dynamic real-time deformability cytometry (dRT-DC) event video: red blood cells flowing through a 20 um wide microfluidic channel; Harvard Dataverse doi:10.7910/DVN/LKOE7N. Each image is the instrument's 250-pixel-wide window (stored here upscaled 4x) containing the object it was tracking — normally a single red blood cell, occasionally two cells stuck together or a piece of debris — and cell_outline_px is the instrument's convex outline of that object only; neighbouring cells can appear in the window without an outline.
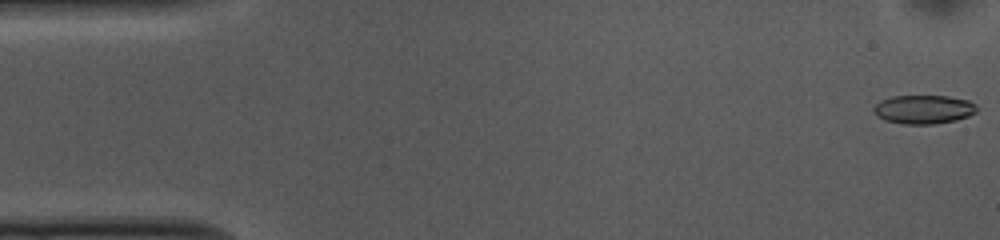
{"species": "common noctule bat (a hibernating species)", "species_latin": "Nyctalus noctula", "temperature_condition": "cold", "stored_images_in_passage": 53, "camera_frame_rate_fps": 3000, "um_per_image_px": 0.085, "animal": {"sex": "female", "body_mass_g": 10.0, "forearm_length_mm": 53.1}, "frame": {"image": 1, "passage_image": 1, "time_ms": 0.0, "image_size_px": [1000, 240], "cell_outline_px": [[976, 112], [968, 116], [956, 120], [932, 124], [904, 124], [884, 120], [876, 116], [872, 112], [872, 108], [880, 100], [892, 96], [948, 96], [968, 100], [976, 104]], "centroid_in_image_um": [78.47, 9.3], "position_along_channel_um": 6.5, "area_um2": 17.4}}
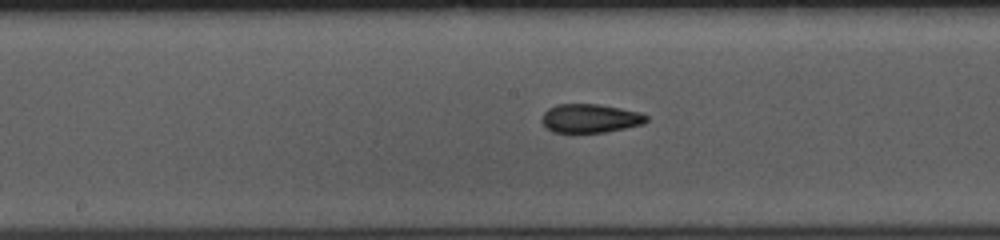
{"frame": {"image": 2, "passage_image": 26, "time_ms": 8.333, "image_size_px": [1000, 240], "cell_outline_px": [[648, 120], [644, 124], [604, 132], [572, 136], [552, 132], [540, 120], [544, 112], [548, 108], [556, 104], [600, 104], [640, 112], [648, 116]], "centroid_in_image_um": [50.12, 10.1], "position_along_channel_um": 198.1, "area_um2": 18.26}}
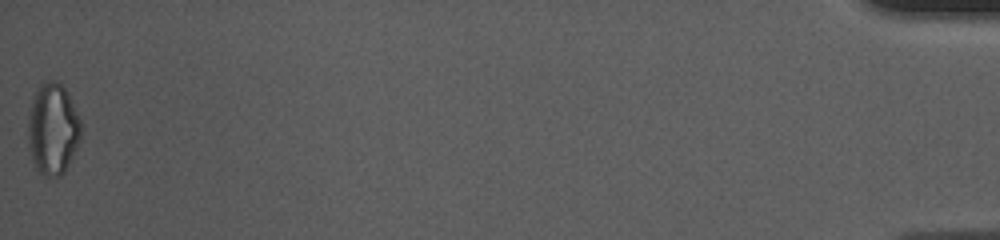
{"frame": {"image": 3, "passage_image": 53, "time_ms": 17.333, "image_size_px": [1000, 240], "cell_outline_px": [[80, 140], [64, 172], [60, 176], [44, 176], [36, 168], [32, 160], [28, 144], [28, 116], [32, 100], [40, 84], [48, 80], [56, 80], [68, 92], [80, 120]], "centroid_in_image_um": [4.47, 10.96], "position_along_channel_um": 430.7, "area_um2": 28.03}, "authors_computed_cell_mechanics": {"area_um2": 18.2648, "velocity_mm_per_s": 3.7273, "shape_relaxation_time_tau1_ms": 10.1112, "shape_relaxation_time_tau2_ms": 4.0553, "deformation_change_tau1": 0.2144, "deformation_change_tau2": 0.1111}}